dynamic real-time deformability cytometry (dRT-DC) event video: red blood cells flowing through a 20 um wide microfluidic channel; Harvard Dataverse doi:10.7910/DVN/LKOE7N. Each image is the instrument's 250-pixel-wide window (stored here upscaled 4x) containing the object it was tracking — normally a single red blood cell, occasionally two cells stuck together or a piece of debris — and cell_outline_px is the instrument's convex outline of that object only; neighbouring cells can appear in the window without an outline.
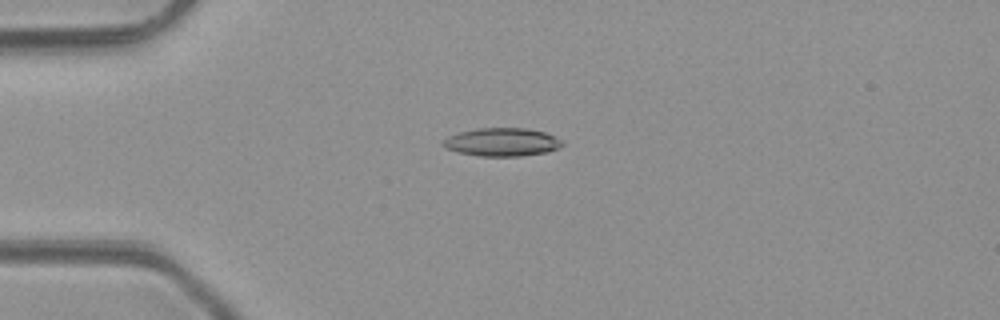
{"species": "common noctule bat (a hibernating species)", "species_latin": "Nyctalus noctula", "temperature_condition": "room temperature", "stored_images_in_passage": 4, "camera_frame_rate_fps": 3000, "um_per_image_px": 0.085, "animal": {"sex": "male", "body_mass_g": 23.1, "forearm_length_mm": 52.7}, "frame": {"image": 1, "passage_image": 4, "time_ms": 3.667, "image_size_px": [1000, 320], "cell_outline_px": [[564, 144], [560, 148], [548, 152], [520, 156], [476, 156], [456, 152], [444, 148], [440, 144], [448, 136], [460, 132], [476, 128], [524, 128], [544, 132], [564, 140]], "centroid_in_image_um": [42.66, 12.09], "position_along_channel_um": 42.3, "area_um2": 19.88}}